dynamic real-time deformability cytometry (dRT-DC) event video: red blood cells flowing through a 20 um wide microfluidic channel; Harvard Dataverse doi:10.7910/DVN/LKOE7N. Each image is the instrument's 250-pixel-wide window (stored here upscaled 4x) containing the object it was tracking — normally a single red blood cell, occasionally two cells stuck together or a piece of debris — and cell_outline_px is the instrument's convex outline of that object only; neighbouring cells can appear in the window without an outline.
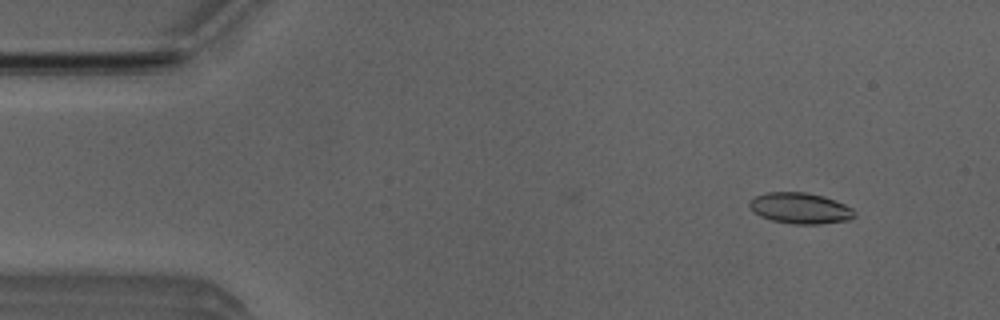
{"species": "Egyptian fruit bat (a non-hibernating species)", "species_latin": "Rousettus aegyptiacus", "temperature_condition": "room temperature", "stored_images_in_passage": 51, "camera_frame_rate_fps": 3000, "um_per_image_px": 0.085, "animal": {"sex": "male"}, "frame": {"image": 1, "passage_image": 4, "time_ms": 1.0, "image_size_px": [1000, 320], "cell_outline_px": [[856, 216], [852, 220], [820, 224], [792, 224], [772, 220], [760, 216], [748, 204], [756, 196], [768, 192], [804, 192], [824, 196], [836, 200], [852, 208], [856, 212]], "centroid_in_image_um": [68.09, 17.71], "position_along_channel_um": 16.9, "area_um2": 18.96}}
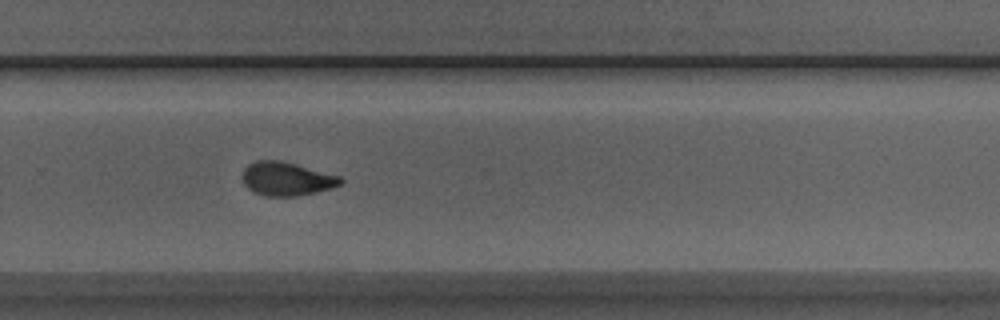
{"frame": {"image": 2, "passage_image": 33, "time_ms": 10.667, "image_size_px": [1000, 320], "cell_outline_px": [[344, 184], [332, 188], [316, 192], [296, 196], [264, 196], [248, 188], [244, 184], [240, 176], [244, 168], [248, 164], [256, 160], [280, 160], [296, 164], [340, 176], [344, 180]], "centroid_in_image_um": [24.36, 15.19], "position_along_channel_um": 305.4, "area_um2": 19.42}}
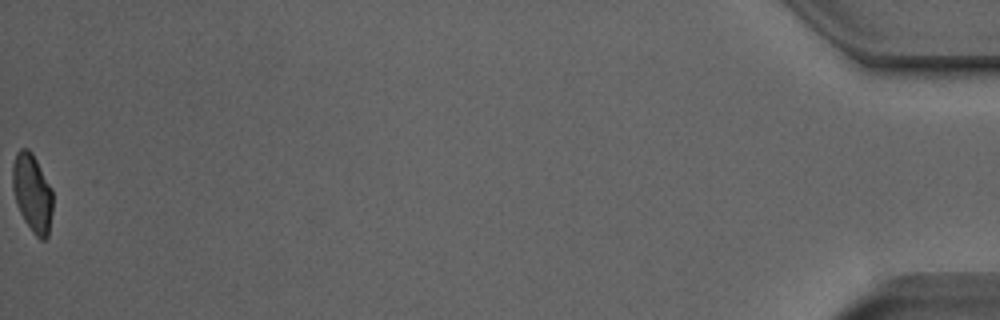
{"frame": {"image": 3, "passage_image": 51, "time_ms": 16.667, "image_size_px": [1000, 320], "cell_outline_px": [[52, 212], [48, 236], [44, 240], [40, 240], [32, 232], [24, 220], [16, 204], [12, 188], [12, 164], [16, 152], [20, 148], [28, 148], [32, 152], [52, 188]], "centroid_in_image_um": [2.73, 16.39], "position_along_channel_um": 432.5, "area_um2": 18.55}, "authors_computed_cell_mechanics": {"area_um2": 19.074, "velocity_mm_per_s": 3.9321, "shape_relaxation_time_tau1_ms": 5.1732, "shape_relaxation_time_tau2_ms": 1.2996, "deformation_change_tau1": 0.1634, "deformation_change_tau2": 0.061}}